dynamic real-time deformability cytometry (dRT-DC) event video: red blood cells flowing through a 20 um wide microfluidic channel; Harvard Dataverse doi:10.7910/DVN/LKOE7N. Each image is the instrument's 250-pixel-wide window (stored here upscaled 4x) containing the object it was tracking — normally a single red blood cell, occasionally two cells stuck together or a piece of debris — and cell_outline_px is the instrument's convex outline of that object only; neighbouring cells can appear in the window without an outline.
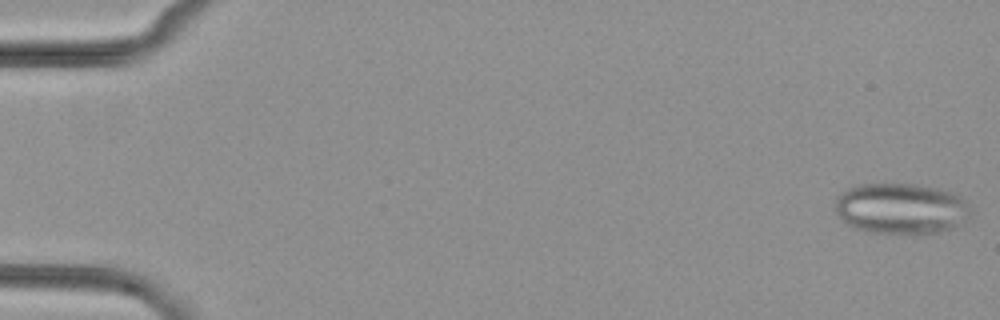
{"species": "common noctule bat (a hibernating species)", "species_latin": "Nyctalus noctula", "temperature_condition": "cold", "stored_images_in_passage": 53, "camera_frame_rate_fps": 3000, "um_per_image_px": 0.085, "animal": {"sex": "female", "body_mass_g": 29.2, "forearm_length_mm": 56.3}, "frame": {"image": 1, "passage_image": 1, "time_ms": 0.0, "image_size_px": [1000, 320], "cell_outline_px": [[968, 212], [956, 228], [924, 236], [912, 236], [864, 232], [852, 228], [836, 212], [836, 196], [840, 192], [848, 188], [860, 184], [912, 184], [936, 188], [952, 192], [960, 196], [968, 204]], "centroid_in_image_um": [76.55, 17.78], "position_along_channel_um": 8.4, "area_um2": 40.86}}
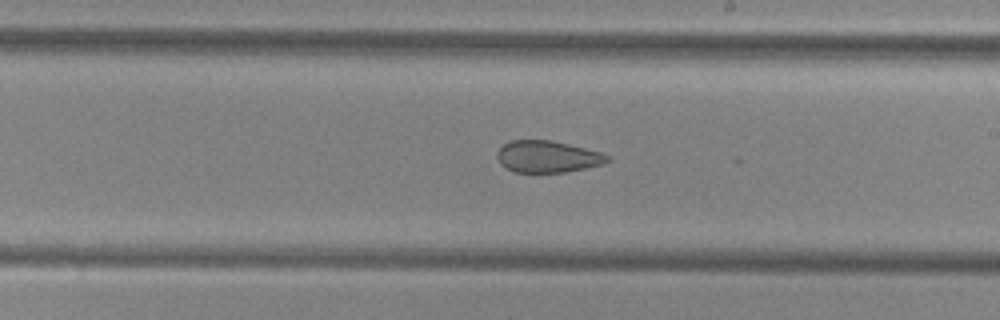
{"frame": {"image": 2, "passage_image": 31, "time_ms": 10.0, "image_size_px": [1000, 320], "cell_outline_px": [[612, 160], [604, 164], [564, 172], [512, 172], [500, 164], [496, 156], [496, 152], [504, 144], [512, 140], [552, 140], [600, 152], [612, 156]], "centroid_in_image_um": [46.54, 13.31], "position_along_channel_um": 242.5, "area_um2": 20.52}}
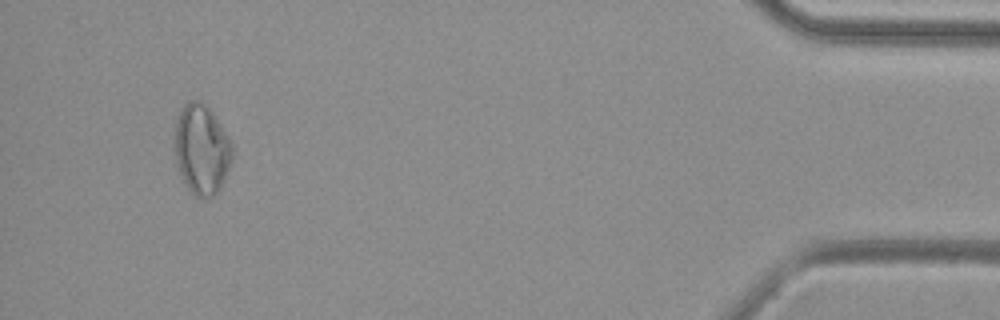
{"frame": {"image": 3, "passage_image": 50, "time_ms": 16.333, "image_size_px": [1000, 320], "cell_outline_px": [[232, 160], [224, 180], [220, 188], [212, 196], [196, 196], [184, 184], [176, 164], [172, 148], [172, 144], [176, 120], [184, 104], [188, 100], [200, 100], [208, 104], [216, 116], [232, 144]], "centroid_in_image_um": [17.1, 12.64], "position_along_channel_um": 418.1, "area_um2": 30.75}}